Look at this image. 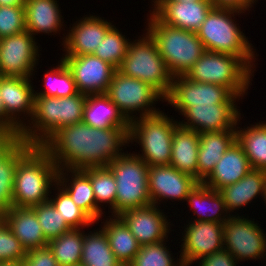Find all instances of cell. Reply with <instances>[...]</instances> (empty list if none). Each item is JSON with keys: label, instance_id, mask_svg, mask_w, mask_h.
Listing matches in <instances>:
<instances>
[{"label": "cell", "instance_id": "cell-1", "mask_svg": "<svg viewBox=\"0 0 266 266\" xmlns=\"http://www.w3.org/2000/svg\"><path fill=\"white\" fill-rule=\"evenodd\" d=\"M129 143V128H94L82 121L57 130L42 147L58 169H84L108 166Z\"/></svg>", "mask_w": 266, "mask_h": 266}, {"label": "cell", "instance_id": "cell-2", "mask_svg": "<svg viewBox=\"0 0 266 266\" xmlns=\"http://www.w3.org/2000/svg\"><path fill=\"white\" fill-rule=\"evenodd\" d=\"M58 170L42 146L32 145L17 161L11 206L31 208L49 201Z\"/></svg>", "mask_w": 266, "mask_h": 266}, {"label": "cell", "instance_id": "cell-3", "mask_svg": "<svg viewBox=\"0 0 266 266\" xmlns=\"http://www.w3.org/2000/svg\"><path fill=\"white\" fill-rule=\"evenodd\" d=\"M86 96L83 93L61 98L34 95L33 116L21 131V140L42 146L57 130L82 122Z\"/></svg>", "mask_w": 266, "mask_h": 266}, {"label": "cell", "instance_id": "cell-4", "mask_svg": "<svg viewBox=\"0 0 266 266\" xmlns=\"http://www.w3.org/2000/svg\"><path fill=\"white\" fill-rule=\"evenodd\" d=\"M245 13L231 8L213 7L198 29L197 36L205 50L241 58L251 69L255 66L254 46L234 20L235 14ZM233 17V19H232ZM252 46V47H251ZM255 55V56H254ZM255 59V60H254ZM254 64V66H253Z\"/></svg>", "mask_w": 266, "mask_h": 266}, {"label": "cell", "instance_id": "cell-5", "mask_svg": "<svg viewBox=\"0 0 266 266\" xmlns=\"http://www.w3.org/2000/svg\"><path fill=\"white\" fill-rule=\"evenodd\" d=\"M148 17L146 32L155 41L172 76H186L206 51L197 33L168 26L152 12Z\"/></svg>", "mask_w": 266, "mask_h": 266}, {"label": "cell", "instance_id": "cell-6", "mask_svg": "<svg viewBox=\"0 0 266 266\" xmlns=\"http://www.w3.org/2000/svg\"><path fill=\"white\" fill-rule=\"evenodd\" d=\"M179 122L164 112L137 117L130 121L129 142L141 145L140 157L149 167L169 165L172 155L173 134Z\"/></svg>", "mask_w": 266, "mask_h": 266}, {"label": "cell", "instance_id": "cell-7", "mask_svg": "<svg viewBox=\"0 0 266 266\" xmlns=\"http://www.w3.org/2000/svg\"><path fill=\"white\" fill-rule=\"evenodd\" d=\"M142 36L130 41L126 56L117 71L124 76L144 81L166 98L174 77L159 54L155 41L147 32Z\"/></svg>", "mask_w": 266, "mask_h": 266}, {"label": "cell", "instance_id": "cell-8", "mask_svg": "<svg viewBox=\"0 0 266 266\" xmlns=\"http://www.w3.org/2000/svg\"><path fill=\"white\" fill-rule=\"evenodd\" d=\"M254 71L241 58L206 50L186 77L191 81L225 86L234 95L243 97L253 81Z\"/></svg>", "mask_w": 266, "mask_h": 266}, {"label": "cell", "instance_id": "cell-9", "mask_svg": "<svg viewBox=\"0 0 266 266\" xmlns=\"http://www.w3.org/2000/svg\"><path fill=\"white\" fill-rule=\"evenodd\" d=\"M108 167L117 185L115 216L129 209L152 204L148 192L149 166L140 157L126 151L112 160Z\"/></svg>", "mask_w": 266, "mask_h": 266}, {"label": "cell", "instance_id": "cell-10", "mask_svg": "<svg viewBox=\"0 0 266 266\" xmlns=\"http://www.w3.org/2000/svg\"><path fill=\"white\" fill-rule=\"evenodd\" d=\"M105 94L129 122L137 118L133 115L134 113L137 115V112L140 113V117L161 112L153 105L159 100L162 102L165 100L151 85L136 78L124 76L118 71L114 73Z\"/></svg>", "mask_w": 266, "mask_h": 266}, {"label": "cell", "instance_id": "cell-11", "mask_svg": "<svg viewBox=\"0 0 266 266\" xmlns=\"http://www.w3.org/2000/svg\"><path fill=\"white\" fill-rule=\"evenodd\" d=\"M245 216L232 215L223 223L224 249L240 261L264 259L266 257V233Z\"/></svg>", "mask_w": 266, "mask_h": 266}, {"label": "cell", "instance_id": "cell-12", "mask_svg": "<svg viewBox=\"0 0 266 266\" xmlns=\"http://www.w3.org/2000/svg\"><path fill=\"white\" fill-rule=\"evenodd\" d=\"M35 38L24 31L0 39V76L32 77L40 58Z\"/></svg>", "mask_w": 266, "mask_h": 266}, {"label": "cell", "instance_id": "cell-13", "mask_svg": "<svg viewBox=\"0 0 266 266\" xmlns=\"http://www.w3.org/2000/svg\"><path fill=\"white\" fill-rule=\"evenodd\" d=\"M235 95L225 86L191 81L186 76L173 78L169 95L165 98L181 115L188 107L227 104Z\"/></svg>", "mask_w": 266, "mask_h": 266}, {"label": "cell", "instance_id": "cell-14", "mask_svg": "<svg viewBox=\"0 0 266 266\" xmlns=\"http://www.w3.org/2000/svg\"><path fill=\"white\" fill-rule=\"evenodd\" d=\"M240 98L242 99V96L235 95L227 104L188 107L181 114L187 122L179 120V125L197 133L236 130L242 119L236 104V99L238 101Z\"/></svg>", "mask_w": 266, "mask_h": 266}, {"label": "cell", "instance_id": "cell-15", "mask_svg": "<svg viewBox=\"0 0 266 266\" xmlns=\"http://www.w3.org/2000/svg\"><path fill=\"white\" fill-rule=\"evenodd\" d=\"M191 222V223H190ZM182 248L179 252L184 266L198 263L202 257L224 248L223 224L209 221H189L184 224ZM196 261V262H195Z\"/></svg>", "mask_w": 266, "mask_h": 266}, {"label": "cell", "instance_id": "cell-16", "mask_svg": "<svg viewBox=\"0 0 266 266\" xmlns=\"http://www.w3.org/2000/svg\"><path fill=\"white\" fill-rule=\"evenodd\" d=\"M72 73L79 93L105 94L117 69L93 54L61 57Z\"/></svg>", "mask_w": 266, "mask_h": 266}, {"label": "cell", "instance_id": "cell-17", "mask_svg": "<svg viewBox=\"0 0 266 266\" xmlns=\"http://www.w3.org/2000/svg\"><path fill=\"white\" fill-rule=\"evenodd\" d=\"M199 181L169 165L148 168V192L152 204L159 205L163 199L186 201Z\"/></svg>", "mask_w": 266, "mask_h": 266}, {"label": "cell", "instance_id": "cell-18", "mask_svg": "<svg viewBox=\"0 0 266 266\" xmlns=\"http://www.w3.org/2000/svg\"><path fill=\"white\" fill-rule=\"evenodd\" d=\"M154 204L123 211L118 217L126 224L139 245H149L168 239V216Z\"/></svg>", "mask_w": 266, "mask_h": 266}, {"label": "cell", "instance_id": "cell-19", "mask_svg": "<svg viewBox=\"0 0 266 266\" xmlns=\"http://www.w3.org/2000/svg\"><path fill=\"white\" fill-rule=\"evenodd\" d=\"M152 12L162 23L186 31L197 32L214 7L211 0L192 2L152 1Z\"/></svg>", "mask_w": 266, "mask_h": 266}, {"label": "cell", "instance_id": "cell-20", "mask_svg": "<svg viewBox=\"0 0 266 266\" xmlns=\"http://www.w3.org/2000/svg\"><path fill=\"white\" fill-rule=\"evenodd\" d=\"M78 22V23H77ZM112 23L99 16L89 15L73 23L63 38L64 56L94 54Z\"/></svg>", "mask_w": 266, "mask_h": 266}, {"label": "cell", "instance_id": "cell-21", "mask_svg": "<svg viewBox=\"0 0 266 266\" xmlns=\"http://www.w3.org/2000/svg\"><path fill=\"white\" fill-rule=\"evenodd\" d=\"M30 78L0 76V97L6 116L22 131L26 126L24 116L34 112V87ZM23 114V117L22 115ZM25 114V115H24ZM21 116V118L19 117ZM22 120V121H21Z\"/></svg>", "mask_w": 266, "mask_h": 266}, {"label": "cell", "instance_id": "cell-22", "mask_svg": "<svg viewBox=\"0 0 266 266\" xmlns=\"http://www.w3.org/2000/svg\"><path fill=\"white\" fill-rule=\"evenodd\" d=\"M57 183L95 223L100 220L104 213L96 205L90 177L83 169H59Z\"/></svg>", "mask_w": 266, "mask_h": 266}, {"label": "cell", "instance_id": "cell-23", "mask_svg": "<svg viewBox=\"0 0 266 266\" xmlns=\"http://www.w3.org/2000/svg\"><path fill=\"white\" fill-rule=\"evenodd\" d=\"M251 169L242 146L235 141L229 147L211 174L202 182L210 189H220L238 182Z\"/></svg>", "mask_w": 266, "mask_h": 266}, {"label": "cell", "instance_id": "cell-24", "mask_svg": "<svg viewBox=\"0 0 266 266\" xmlns=\"http://www.w3.org/2000/svg\"><path fill=\"white\" fill-rule=\"evenodd\" d=\"M4 222L20 241L25 251L48 245L34 210L30 207H10Z\"/></svg>", "mask_w": 266, "mask_h": 266}, {"label": "cell", "instance_id": "cell-25", "mask_svg": "<svg viewBox=\"0 0 266 266\" xmlns=\"http://www.w3.org/2000/svg\"><path fill=\"white\" fill-rule=\"evenodd\" d=\"M235 141L236 130L200 133L197 156L199 182H203L211 174L215 165Z\"/></svg>", "mask_w": 266, "mask_h": 266}, {"label": "cell", "instance_id": "cell-26", "mask_svg": "<svg viewBox=\"0 0 266 266\" xmlns=\"http://www.w3.org/2000/svg\"><path fill=\"white\" fill-rule=\"evenodd\" d=\"M57 2V0H26L24 5L26 31L33 37L38 33L49 35L60 32L64 22Z\"/></svg>", "mask_w": 266, "mask_h": 266}, {"label": "cell", "instance_id": "cell-27", "mask_svg": "<svg viewBox=\"0 0 266 266\" xmlns=\"http://www.w3.org/2000/svg\"><path fill=\"white\" fill-rule=\"evenodd\" d=\"M186 201L193 209L194 221H209L223 224L232 214H228L222 195L199 182L189 193ZM227 214V215H226ZM197 217V218H196Z\"/></svg>", "mask_w": 266, "mask_h": 266}, {"label": "cell", "instance_id": "cell-28", "mask_svg": "<svg viewBox=\"0 0 266 266\" xmlns=\"http://www.w3.org/2000/svg\"><path fill=\"white\" fill-rule=\"evenodd\" d=\"M265 181L266 171L251 168L238 182L220 189L219 193L223 197L229 214L231 211L246 207L248 203L251 204L259 195L263 197Z\"/></svg>", "mask_w": 266, "mask_h": 266}, {"label": "cell", "instance_id": "cell-29", "mask_svg": "<svg viewBox=\"0 0 266 266\" xmlns=\"http://www.w3.org/2000/svg\"><path fill=\"white\" fill-rule=\"evenodd\" d=\"M83 122L94 128H129L130 122L106 94L86 96Z\"/></svg>", "mask_w": 266, "mask_h": 266}, {"label": "cell", "instance_id": "cell-30", "mask_svg": "<svg viewBox=\"0 0 266 266\" xmlns=\"http://www.w3.org/2000/svg\"><path fill=\"white\" fill-rule=\"evenodd\" d=\"M200 133L178 125L173 134L170 165L198 180V149Z\"/></svg>", "mask_w": 266, "mask_h": 266}, {"label": "cell", "instance_id": "cell-31", "mask_svg": "<svg viewBox=\"0 0 266 266\" xmlns=\"http://www.w3.org/2000/svg\"><path fill=\"white\" fill-rule=\"evenodd\" d=\"M113 217V218H112ZM110 218V219H109ZM101 227L117 260L128 266L137 255L140 245L126 224L118 216H109Z\"/></svg>", "mask_w": 266, "mask_h": 266}, {"label": "cell", "instance_id": "cell-32", "mask_svg": "<svg viewBox=\"0 0 266 266\" xmlns=\"http://www.w3.org/2000/svg\"><path fill=\"white\" fill-rule=\"evenodd\" d=\"M236 141L242 146L253 169L266 171V123H256L244 129L236 127Z\"/></svg>", "mask_w": 266, "mask_h": 266}, {"label": "cell", "instance_id": "cell-33", "mask_svg": "<svg viewBox=\"0 0 266 266\" xmlns=\"http://www.w3.org/2000/svg\"><path fill=\"white\" fill-rule=\"evenodd\" d=\"M90 232L84 233L80 264L83 266H123L110 248L105 231L100 227L98 231Z\"/></svg>", "mask_w": 266, "mask_h": 266}, {"label": "cell", "instance_id": "cell-34", "mask_svg": "<svg viewBox=\"0 0 266 266\" xmlns=\"http://www.w3.org/2000/svg\"><path fill=\"white\" fill-rule=\"evenodd\" d=\"M20 140L0 161V221L12 204V191L18 159L31 147Z\"/></svg>", "mask_w": 266, "mask_h": 266}, {"label": "cell", "instance_id": "cell-35", "mask_svg": "<svg viewBox=\"0 0 266 266\" xmlns=\"http://www.w3.org/2000/svg\"><path fill=\"white\" fill-rule=\"evenodd\" d=\"M84 231L72 228L61 236L48 242L59 266L80 265L83 249Z\"/></svg>", "mask_w": 266, "mask_h": 266}, {"label": "cell", "instance_id": "cell-36", "mask_svg": "<svg viewBox=\"0 0 266 266\" xmlns=\"http://www.w3.org/2000/svg\"><path fill=\"white\" fill-rule=\"evenodd\" d=\"M56 67V68H55ZM47 71L44 76V91L34 92V95L69 97L78 94L76 83L71 71L61 58L58 65Z\"/></svg>", "mask_w": 266, "mask_h": 266}, {"label": "cell", "instance_id": "cell-37", "mask_svg": "<svg viewBox=\"0 0 266 266\" xmlns=\"http://www.w3.org/2000/svg\"><path fill=\"white\" fill-rule=\"evenodd\" d=\"M83 170L90 177L97 207L101 208L102 203H107L111 207L112 216H115L117 185L111 169L108 166H99L84 168Z\"/></svg>", "mask_w": 266, "mask_h": 266}, {"label": "cell", "instance_id": "cell-38", "mask_svg": "<svg viewBox=\"0 0 266 266\" xmlns=\"http://www.w3.org/2000/svg\"><path fill=\"white\" fill-rule=\"evenodd\" d=\"M129 44L130 40L113 24L93 55L118 69L126 56Z\"/></svg>", "mask_w": 266, "mask_h": 266}, {"label": "cell", "instance_id": "cell-39", "mask_svg": "<svg viewBox=\"0 0 266 266\" xmlns=\"http://www.w3.org/2000/svg\"><path fill=\"white\" fill-rule=\"evenodd\" d=\"M55 187V189H54ZM53 190L58 192L53 198L49 197V201L56 208L62 218L65 219L66 223L71 228H80L83 230L84 227L93 225L95 222L82 210L74 201L70 195L58 184L54 185ZM57 188V189H56Z\"/></svg>", "mask_w": 266, "mask_h": 266}, {"label": "cell", "instance_id": "cell-40", "mask_svg": "<svg viewBox=\"0 0 266 266\" xmlns=\"http://www.w3.org/2000/svg\"><path fill=\"white\" fill-rule=\"evenodd\" d=\"M165 241L168 242L167 240H162L157 243L140 246L137 255L128 266H184L180 255L179 259L177 258V261H174L173 253L169 251Z\"/></svg>", "mask_w": 266, "mask_h": 266}, {"label": "cell", "instance_id": "cell-41", "mask_svg": "<svg viewBox=\"0 0 266 266\" xmlns=\"http://www.w3.org/2000/svg\"><path fill=\"white\" fill-rule=\"evenodd\" d=\"M42 227L45 239L49 242L72 229L50 201L31 207Z\"/></svg>", "mask_w": 266, "mask_h": 266}, {"label": "cell", "instance_id": "cell-42", "mask_svg": "<svg viewBox=\"0 0 266 266\" xmlns=\"http://www.w3.org/2000/svg\"><path fill=\"white\" fill-rule=\"evenodd\" d=\"M26 31L24 6H0V39Z\"/></svg>", "mask_w": 266, "mask_h": 266}, {"label": "cell", "instance_id": "cell-43", "mask_svg": "<svg viewBox=\"0 0 266 266\" xmlns=\"http://www.w3.org/2000/svg\"><path fill=\"white\" fill-rule=\"evenodd\" d=\"M26 251L9 226L0 221V261H22Z\"/></svg>", "mask_w": 266, "mask_h": 266}, {"label": "cell", "instance_id": "cell-44", "mask_svg": "<svg viewBox=\"0 0 266 266\" xmlns=\"http://www.w3.org/2000/svg\"><path fill=\"white\" fill-rule=\"evenodd\" d=\"M22 264L23 266H59L48 245L26 251Z\"/></svg>", "mask_w": 266, "mask_h": 266}, {"label": "cell", "instance_id": "cell-45", "mask_svg": "<svg viewBox=\"0 0 266 266\" xmlns=\"http://www.w3.org/2000/svg\"><path fill=\"white\" fill-rule=\"evenodd\" d=\"M199 266H236L238 261L226 249H222L202 257L198 260Z\"/></svg>", "mask_w": 266, "mask_h": 266}, {"label": "cell", "instance_id": "cell-46", "mask_svg": "<svg viewBox=\"0 0 266 266\" xmlns=\"http://www.w3.org/2000/svg\"><path fill=\"white\" fill-rule=\"evenodd\" d=\"M258 0H211L214 7L231 8L239 11H249ZM253 4V5H252Z\"/></svg>", "mask_w": 266, "mask_h": 266}, {"label": "cell", "instance_id": "cell-47", "mask_svg": "<svg viewBox=\"0 0 266 266\" xmlns=\"http://www.w3.org/2000/svg\"><path fill=\"white\" fill-rule=\"evenodd\" d=\"M0 133H11L20 136L21 130L6 116L4 105L0 97Z\"/></svg>", "mask_w": 266, "mask_h": 266}, {"label": "cell", "instance_id": "cell-48", "mask_svg": "<svg viewBox=\"0 0 266 266\" xmlns=\"http://www.w3.org/2000/svg\"><path fill=\"white\" fill-rule=\"evenodd\" d=\"M20 140V136L0 133V161Z\"/></svg>", "mask_w": 266, "mask_h": 266}, {"label": "cell", "instance_id": "cell-49", "mask_svg": "<svg viewBox=\"0 0 266 266\" xmlns=\"http://www.w3.org/2000/svg\"><path fill=\"white\" fill-rule=\"evenodd\" d=\"M26 0H0V6H24Z\"/></svg>", "mask_w": 266, "mask_h": 266}, {"label": "cell", "instance_id": "cell-50", "mask_svg": "<svg viewBox=\"0 0 266 266\" xmlns=\"http://www.w3.org/2000/svg\"><path fill=\"white\" fill-rule=\"evenodd\" d=\"M0 266H23L22 261H0Z\"/></svg>", "mask_w": 266, "mask_h": 266}, {"label": "cell", "instance_id": "cell-51", "mask_svg": "<svg viewBox=\"0 0 266 266\" xmlns=\"http://www.w3.org/2000/svg\"><path fill=\"white\" fill-rule=\"evenodd\" d=\"M153 1H177V2H192V1H200V0H153Z\"/></svg>", "mask_w": 266, "mask_h": 266}, {"label": "cell", "instance_id": "cell-52", "mask_svg": "<svg viewBox=\"0 0 266 266\" xmlns=\"http://www.w3.org/2000/svg\"><path fill=\"white\" fill-rule=\"evenodd\" d=\"M264 200V203L266 204V181H265V185H264V195H263V198Z\"/></svg>", "mask_w": 266, "mask_h": 266}]
</instances>
